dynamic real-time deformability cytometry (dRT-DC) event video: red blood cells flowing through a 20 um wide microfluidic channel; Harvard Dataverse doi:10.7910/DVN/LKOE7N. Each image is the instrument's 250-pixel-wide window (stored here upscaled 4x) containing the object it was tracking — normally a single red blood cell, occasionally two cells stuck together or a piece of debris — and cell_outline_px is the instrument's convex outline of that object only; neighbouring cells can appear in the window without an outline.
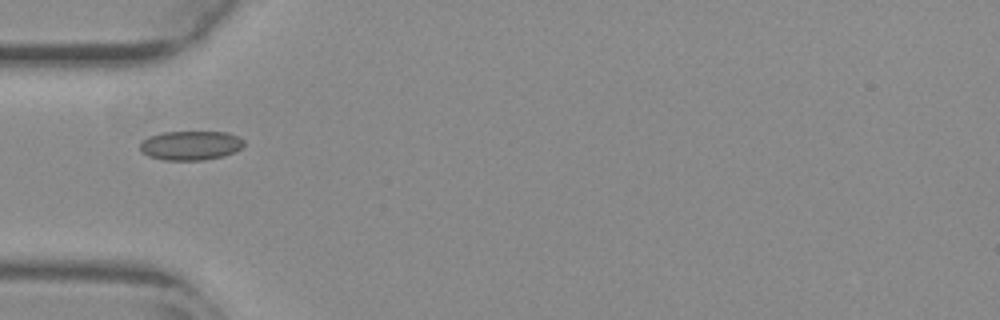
{"species": "common noctule bat (a hibernating species)", "species_latin": "Nyctalus noctula", "temperature_condition": "warm", "stored_images_in_passage": 38, "camera_frame_rate_fps": 3000, "um_per_image_px": 0.085, "animal": {"sex": "female", "body_mass_g": 29.2, "forearm_length_mm": 56.3}, "frame": {"image": 1, "passage_image": 1, "time_ms": 0.0, "image_size_px": [1000, 320], "cell_outline_px": [[244, 144], [240, 148], [224, 156], [204, 160], [164, 160], [148, 156], [140, 152], [140, 140], [148, 136], [164, 132], [228, 132], [244, 140]], "centroid_in_image_um": [16.15, 12.36], "position_along_channel_um": 68.9, "area_um2": 17.8}}
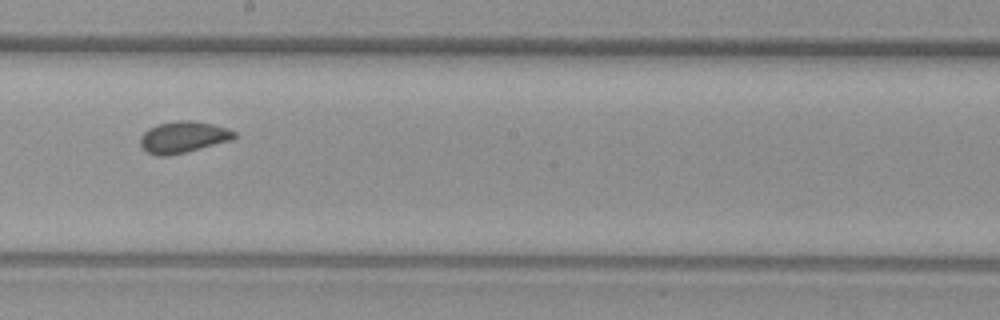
{"frame": {"image": 2, "passage_image": 14, "time_ms": 4.333, "image_size_px": [1000, 320], "cell_outline_px": [[236, 136], [232, 140], [168, 156], [156, 156], [148, 152], [140, 144], [140, 136], [148, 128], [156, 124], [176, 120], [192, 120], [212, 124], [228, 128], [236, 132]], "centroid_in_image_um": [15.56, 11.64], "position_along_channel_um": 232.6, "area_um2": 17.28}}
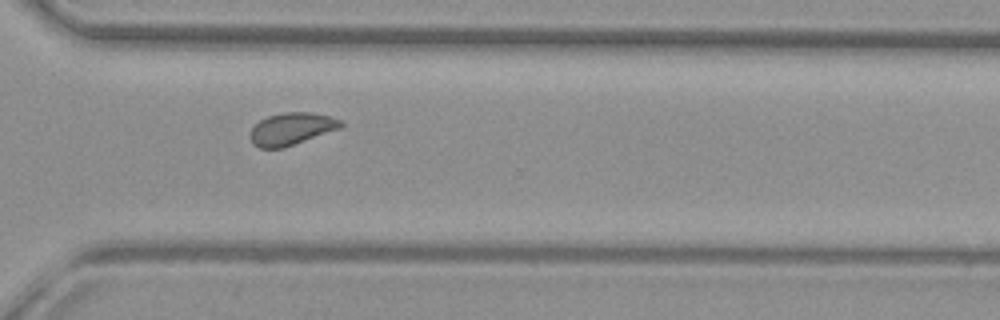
{"frame": {"image": 3, "passage_image": 23, "time_ms": 7.333, "image_size_px": [1000, 320], "cell_outline_px": [[344, 124], [340, 128], [284, 148], [260, 148], [252, 144], [252, 128], [260, 120], [268, 116], [284, 112], [312, 112], [328, 116], [340, 120]], "centroid_in_image_um": [24.78, 10.95], "position_along_channel_um": 345.8, "area_um2": 16.82}, "authors_computed_cell_mechanics": {"area_um2": 16.9932, "velocity_mm_per_s": 3.7814, "shape_relaxation_time_tau1_ms": null, "shape_relaxation_time_tau2_ms": 1.1904, "deformation_change_tau1": null, "deformation_change_tau2": 0.0404}}